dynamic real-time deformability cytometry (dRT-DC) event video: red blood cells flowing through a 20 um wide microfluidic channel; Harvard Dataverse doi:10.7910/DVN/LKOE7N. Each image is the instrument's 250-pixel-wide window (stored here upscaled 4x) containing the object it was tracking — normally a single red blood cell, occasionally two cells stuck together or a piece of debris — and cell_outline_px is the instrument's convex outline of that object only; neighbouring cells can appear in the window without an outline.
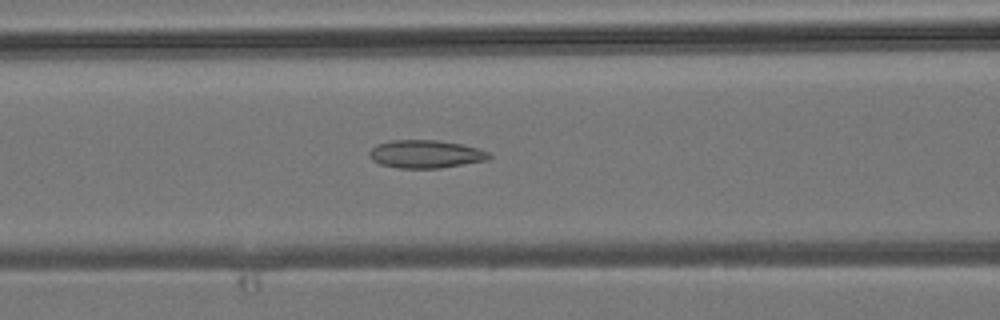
{"species": "common noctule bat (a hibernating species)", "species_latin": "Nyctalus noctula", "temperature_condition": "room temperature", "stored_images_in_passage": 27, "camera_frame_rate_fps": 3000, "um_per_image_px": 0.085, "animal": {"sex": "male", "body_mass_g": 19.2, "forearm_length_mm": 51.8}, "frame": {"image": 1, "passage_image": 8, "time_ms": 2.333, "image_size_px": [1000, 320], "cell_outline_px": [[492, 156], [488, 160], [440, 168], [400, 168], [380, 164], [372, 160], [368, 152], [376, 144], [392, 140], [436, 140], [460, 144], [476, 148], [488, 152]], "centroid_in_image_um": [36.16, 13.1], "position_along_channel_um": 130.4, "area_um2": 19.42}}
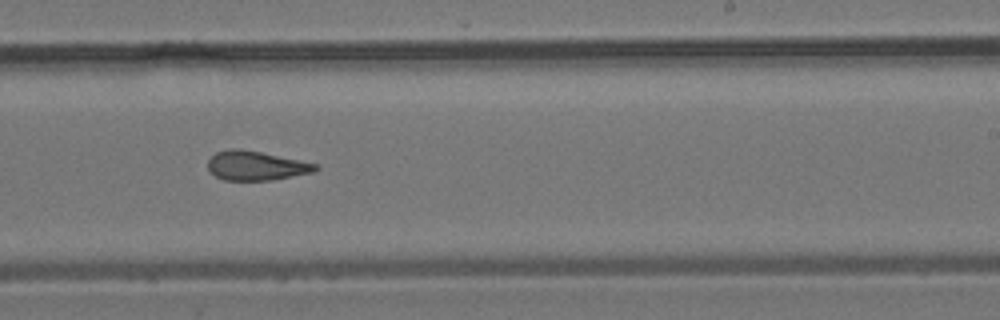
{"frame": {"image": 2, "passage_image": 17, "time_ms": 5.333, "image_size_px": [1000, 320], "cell_outline_px": [[320, 168], [316, 172], [272, 180], [224, 180], [216, 176], [208, 168], [208, 160], [216, 152], [228, 148], [240, 148], [320, 164]], "centroid_in_image_um": [21.81, 14.08], "position_along_channel_um": 267.2, "area_um2": 18.5}}
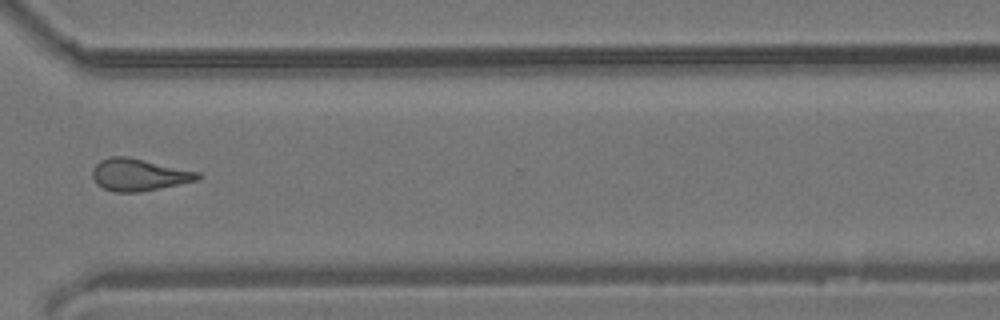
{"frame": {"image": 3, "passage_image": 23, "time_ms": 7.333, "image_size_px": [1000, 320], "cell_outline_px": [[204, 176], [200, 180], [140, 192], [116, 192], [104, 188], [96, 184], [92, 176], [92, 168], [100, 160], [112, 156], [128, 156], [200, 172]], "centroid_in_image_um": [11.83, 14.85], "position_along_channel_um": 358.8, "area_um2": 19.94}}